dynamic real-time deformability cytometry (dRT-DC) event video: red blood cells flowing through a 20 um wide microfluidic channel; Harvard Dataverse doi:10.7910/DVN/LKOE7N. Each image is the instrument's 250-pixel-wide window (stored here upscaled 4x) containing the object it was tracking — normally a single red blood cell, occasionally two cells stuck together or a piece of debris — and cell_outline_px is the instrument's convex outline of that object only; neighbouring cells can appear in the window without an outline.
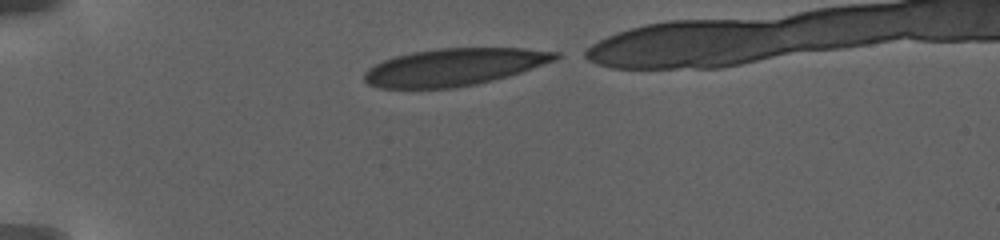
{"species": "human", "species_latin": "Homo sapiens", "temperature_condition": "warm", "stored_images_in_passage": 57, "camera_frame_rate_fps": 3000, "um_per_image_px": 0.085, "donor": {"sex": "female"}, "frame": {"image": 1, "passage_image": 1, "time_ms": 0.0, "image_size_px": [1000, 240], "cell_outline_px": [[560, 56], [556, 60], [520, 72], [492, 80], [476, 84], [452, 88], [380, 88], [368, 84], [364, 80], [364, 72], [368, 68], [384, 60], [396, 56], [412, 52], [436, 48], [524, 48], [560, 52]], "centroid_in_image_um": [38.59, 5.69], "position_along_channel_um": 46.4, "area_um2": 41.33}}
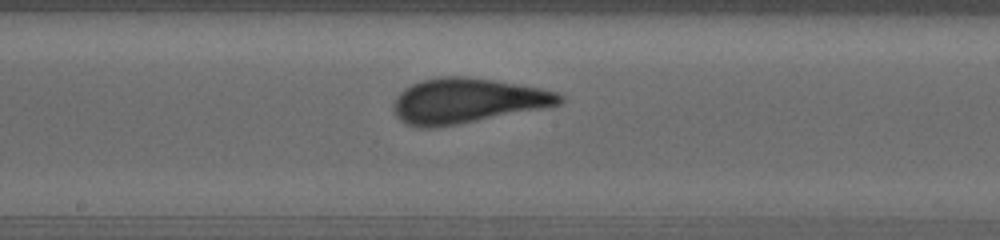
{"frame": {"image": 2, "passage_image": 29, "time_ms": 7.0, "image_size_px": [1000, 240], "cell_outline_px": [[564, 100], [560, 104], [540, 108], [456, 124], [432, 128], [420, 128], [404, 124], [396, 116], [396, 100], [400, 92], [404, 88], [420, 80], [440, 76], [468, 76], [540, 88], [556, 92], [564, 96]], "centroid_in_image_um": [39.68, 8.55], "position_along_channel_um": 208.5, "area_um2": 42.89}}
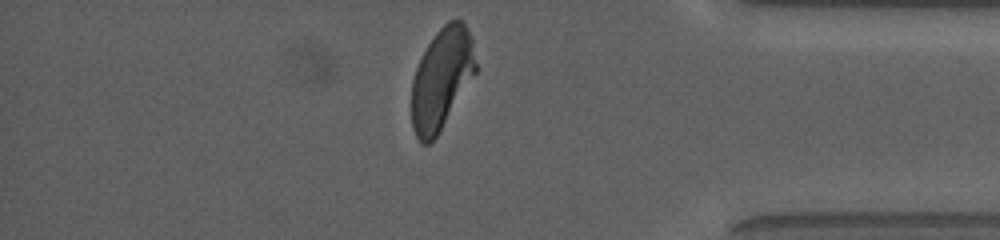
{"frame": {"image": 3, "passage_image": 55, "time_ms": 14.333, "image_size_px": [1000, 240], "cell_outline_px": [[476, 72], [436, 136], [428, 144], [424, 144], [416, 136], [412, 128], [412, 80], [416, 68], [428, 44], [436, 32], [448, 20], [460, 20], [464, 24], [472, 40], [476, 64]], "centroid_in_image_um": [37.52, 6.68], "position_along_channel_um": 397.7, "area_um2": 37.05}, "authors_computed_cell_mechanics": {"area_um2": 42.5408, "velocity_mm_per_s": 2.8516, "shape_relaxation_time_tau1_ms": 9.6545, "shape_relaxation_time_tau2_ms": null, "deformation_change_tau1": 0.2508, "deformation_change_tau2": null}}